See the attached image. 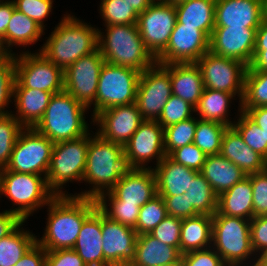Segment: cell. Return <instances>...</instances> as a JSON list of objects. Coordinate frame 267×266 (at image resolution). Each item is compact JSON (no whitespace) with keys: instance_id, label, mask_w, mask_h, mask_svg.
<instances>
[{"instance_id":"obj_3","label":"cell","mask_w":267,"mask_h":266,"mask_svg":"<svg viewBox=\"0 0 267 266\" xmlns=\"http://www.w3.org/2000/svg\"><path fill=\"white\" fill-rule=\"evenodd\" d=\"M127 170L123 145L105 140L98 133L91 135L83 181L93 188L74 195L97 199L110 191Z\"/></svg>"},{"instance_id":"obj_45","label":"cell","mask_w":267,"mask_h":266,"mask_svg":"<svg viewBox=\"0 0 267 266\" xmlns=\"http://www.w3.org/2000/svg\"><path fill=\"white\" fill-rule=\"evenodd\" d=\"M15 81L14 54L2 53L0 55V115L10 114L8 107L13 98V84Z\"/></svg>"},{"instance_id":"obj_49","label":"cell","mask_w":267,"mask_h":266,"mask_svg":"<svg viewBox=\"0 0 267 266\" xmlns=\"http://www.w3.org/2000/svg\"><path fill=\"white\" fill-rule=\"evenodd\" d=\"M168 156L175 162L198 172L201 171L207 157L194 143L179 147Z\"/></svg>"},{"instance_id":"obj_48","label":"cell","mask_w":267,"mask_h":266,"mask_svg":"<svg viewBox=\"0 0 267 266\" xmlns=\"http://www.w3.org/2000/svg\"><path fill=\"white\" fill-rule=\"evenodd\" d=\"M15 9L24 13L34 20L40 27L45 29L44 19L52 11L53 0H12Z\"/></svg>"},{"instance_id":"obj_22","label":"cell","mask_w":267,"mask_h":266,"mask_svg":"<svg viewBox=\"0 0 267 266\" xmlns=\"http://www.w3.org/2000/svg\"><path fill=\"white\" fill-rule=\"evenodd\" d=\"M110 192L124 203L142 207L157 195L156 177L153 168L128 169Z\"/></svg>"},{"instance_id":"obj_33","label":"cell","mask_w":267,"mask_h":266,"mask_svg":"<svg viewBox=\"0 0 267 266\" xmlns=\"http://www.w3.org/2000/svg\"><path fill=\"white\" fill-rule=\"evenodd\" d=\"M44 29L40 27L34 20L26 16L24 13L13 10L12 17L6 28L5 34V53H12V46L19 45L26 47L39 41L43 35Z\"/></svg>"},{"instance_id":"obj_27","label":"cell","mask_w":267,"mask_h":266,"mask_svg":"<svg viewBox=\"0 0 267 266\" xmlns=\"http://www.w3.org/2000/svg\"><path fill=\"white\" fill-rule=\"evenodd\" d=\"M172 94L191 104L194 108L204 90L201 71L196 63L170 64Z\"/></svg>"},{"instance_id":"obj_36","label":"cell","mask_w":267,"mask_h":266,"mask_svg":"<svg viewBox=\"0 0 267 266\" xmlns=\"http://www.w3.org/2000/svg\"><path fill=\"white\" fill-rule=\"evenodd\" d=\"M96 202L98 209L109 219L131 228L136 227L140 209L138 204L124 203V201L118 200L110 191L101 194L96 199ZM107 202L109 205H107ZM108 206L110 207L108 208Z\"/></svg>"},{"instance_id":"obj_39","label":"cell","mask_w":267,"mask_h":266,"mask_svg":"<svg viewBox=\"0 0 267 266\" xmlns=\"http://www.w3.org/2000/svg\"><path fill=\"white\" fill-rule=\"evenodd\" d=\"M267 107V72L247 70L240 108Z\"/></svg>"},{"instance_id":"obj_35","label":"cell","mask_w":267,"mask_h":266,"mask_svg":"<svg viewBox=\"0 0 267 266\" xmlns=\"http://www.w3.org/2000/svg\"><path fill=\"white\" fill-rule=\"evenodd\" d=\"M23 223L25 221L8 236L0 239V266H14L36 243L37 236L22 229Z\"/></svg>"},{"instance_id":"obj_14","label":"cell","mask_w":267,"mask_h":266,"mask_svg":"<svg viewBox=\"0 0 267 266\" xmlns=\"http://www.w3.org/2000/svg\"><path fill=\"white\" fill-rule=\"evenodd\" d=\"M176 21L175 5L164 0H155L139 14V33L155 59L166 49Z\"/></svg>"},{"instance_id":"obj_25","label":"cell","mask_w":267,"mask_h":266,"mask_svg":"<svg viewBox=\"0 0 267 266\" xmlns=\"http://www.w3.org/2000/svg\"><path fill=\"white\" fill-rule=\"evenodd\" d=\"M154 168L157 194L160 196L185 194L193 178L199 173L175 162L168 155Z\"/></svg>"},{"instance_id":"obj_1","label":"cell","mask_w":267,"mask_h":266,"mask_svg":"<svg viewBox=\"0 0 267 266\" xmlns=\"http://www.w3.org/2000/svg\"><path fill=\"white\" fill-rule=\"evenodd\" d=\"M47 206L45 232L36 239L45 250L72 249L83 222L98 208L96 199L75 195H56Z\"/></svg>"},{"instance_id":"obj_64","label":"cell","mask_w":267,"mask_h":266,"mask_svg":"<svg viewBox=\"0 0 267 266\" xmlns=\"http://www.w3.org/2000/svg\"><path fill=\"white\" fill-rule=\"evenodd\" d=\"M164 1H167V2H169V3H171V4H177V3H179V2H182V1H184V0H164Z\"/></svg>"},{"instance_id":"obj_56","label":"cell","mask_w":267,"mask_h":266,"mask_svg":"<svg viewBox=\"0 0 267 266\" xmlns=\"http://www.w3.org/2000/svg\"><path fill=\"white\" fill-rule=\"evenodd\" d=\"M15 5L13 1H0V48L5 53V34L6 28L12 17Z\"/></svg>"},{"instance_id":"obj_58","label":"cell","mask_w":267,"mask_h":266,"mask_svg":"<svg viewBox=\"0 0 267 266\" xmlns=\"http://www.w3.org/2000/svg\"><path fill=\"white\" fill-rule=\"evenodd\" d=\"M247 70L267 72V45H255L253 60Z\"/></svg>"},{"instance_id":"obj_34","label":"cell","mask_w":267,"mask_h":266,"mask_svg":"<svg viewBox=\"0 0 267 266\" xmlns=\"http://www.w3.org/2000/svg\"><path fill=\"white\" fill-rule=\"evenodd\" d=\"M234 97V98H233ZM234 94L225 91L212 90L204 88L201 98L195 107V112L199 113V119L216 121L228 127L233 126L229 120V105Z\"/></svg>"},{"instance_id":"obj_30","label":"cell","mask_w":267,"mask_h":266,"mask_svg":"<svg viewBox=\"0 0 267 266\" xmlns=\"http://www.w3.org/2000/svg\"><path fill=\"white\" fill-rule=\"evenodd\" d=\"M200 173L218 196L246 177L236 164L221 154L207 156Z\"/></svg>"},{"instance_id":"obj_52","label":"cell","mask_w":267,"mask_h":266,"mask_svg":"<svg viewBox=\"0 0 267 266\" xmlns=\"http://www.w3.org/2000/svg\"><path fill=\"white\" fill-rule=\"evenodd\" d=\"M250 235L253 251L259 257L267 250V215L253 217L250 220Z\"/></svg>"},{"instance_id":"obj_61","label":"cell","mask_w":267,"mask_h":266,"mask_svg":"<svg viewBox=\"0 0 267 266\" xmlns=\"http://www.w3.org/2000/svg\"><path fill=\"white\" fill-rule=\"evenodd\" d=\"M135 11L140 14L145 11L155 0H126Z\"/></svg>"},{"instance_id":"obj_53","label":"cell","mask_w":267,"mask_h":266,"mask_svg":"<svg viewBox=\"0 0 267 266\" xmlns=\"http://www.w3.org/2000/svg\"><path fill=\"white\" fill-rule=\"evenodd\" d=\"M164 199L168 216L185 219L199 215L192 205H189V200L185 194L177 196H161Z\"/></svg>"},{"instance_id":"obj_60","label":"cell","mask_w":267,"mask_h":266,"mask_svg":"<svg viewBox=\"0 0 267 266\" xmlns=\"http://www.w3.org/2000/svg\"><path fill=\"white\" fill-rule=\"evenodd\" d=\"M255 45H267V19H263L256 31Z\"/></svg>"},{"instance_id":"obj_38","label":"cell","mask_w":267,"mask_h":266,"mask_svg":"<svg viewBox=\"0 0 267 266\" xmlns=\"http://www.w3.org/2000/svg\"><path fill=\"white\" fill-rule=\"evenodd\" d=\"M227 127L216 121L197 119L193 143L207 156L220 154L222 137Z\"/></svg>"},{"instance_id":"obj_63","label":"cell","mask_w":267,"mask_h":266,"mask_svg":"<svg viewBox=\"0 0 267 266\" xmlns=\"http://www.w3.org/2000/svg\"><path fill=\"white\" fill-rule=\"evenodd\" d=\"M264 19H267V0H263Z\"/></svg>"},{"instance_id":"obj_31","label":"cell","mask_w":267,"mask_h":266,"mask_svg":"<svg viewBox=\"0 0 267 266\" xmlns=\"http://www.w3.org/2000/svg\"><path fill=\"white\" fill-rule=\"evenodd\" d=\"M216 0H184L175 4L177 22L195 27L209 38L215 27Z\"/></svg>"},{"instance_id":"obj_13","label":"cell","mask_w":267,"mask_h":266,"mask_svg":"<svg viewBox=\"0 0 267 266\" xmlns=\"http://www.w3.org/2000/svg\"><path fill=\"white\" fill-rule=\"evenodd\" d=\"M172 95L170 64L155 63L140 74L136 105L144 120H158Z\"/></svg>"},{"instance_id":"obj_65","label":"cell","mask_w":267,"mask_h":266,"mask_svg":"<svg viewBox=\"0 0 267 266\" xmlns=\"http://www.w3.org/2000/svg\"><path fill=\"white\" fill-rule=\"evenodd\" d=\"M166 266H182L181 261L178 264H171V265H166Z\"/></svg>"},{"instance_id":"obj_28","label":"cell","mask_w":267,"mask_h":266,"mask_svg":"<svg viewBox=\"0 0 267 266\" xmlns=\"http://www.w3.org/2000/svg\"><path fill=\"white\" fill-rule=\"evenodd\" d=\"M53 94L32 88H13L17 113L11 114L24 128H34L42 119Z\"/></svg>"},{"instance_id":"obj_54","label":"cell","mask_w":267,"mask_h":266,"mask_svg":"<svg viewBox=\"0 0 267 266\" xmlns=\"http://www.w3.org/2000/svg\"><path fill=\"white\" fill-rule=\"evenodd\" d=\"M46 266H87L73 249L46 250Z\"/></svg>"},{"instance_id":"obj_32","label":"cell","mask_w":267,"mask_h":266,"mask_svg":"<svg viewBox=\"0 0 267 266\" xmlns=\"http://www.w3.org/2000/svg\"><path fill=\"white\" fill-rule=\"evenodd\" d=\"M212 221L209 215H197L182 219L180 246L181 254L212 247Z\"/></svg>"},{"instance_id":"obj_9","label":"cell","mask_w":267,"mask_h":266,"mask_svg":"<svg viewBox=\"0 0 267 266\" xmlns=\"http://www.w3.org/2000/svg\"><path fill=\"white\" fill-rule=\"evenodd\" d=\"M140 74L133 68L104 62L91 117L108 108L135 103Z\"/></svg>"},{"instance_id":"obj_57","label":"cell","mask_w":267,"mask_h":266,"mask_svg":"<svg viewBox=\"0 0 267 266\" xmlns=\"http://www.w3.org/2000/svg\"><path fill=\"white\" fill-rule=\"evenodd\" d=\"M22 222L23 220L16 213L9 210L0 212V239L8 236Z\"/></svg>"},{"instance_id":"obj_6","label":"cell","mask_w":267,"mask_h":266,"mask_svg":"<svg viewBox=\"0 0 267 266\" xmlns=\"http://www.w3.org/2000/svg\"><path fill=\"white\" fill-rule=\"evenodd\" d=\"M7 196L13 206L9 211L23 221L42 206H47L56 196L48 187L46 176L0 170V195ZM1 197V196H0Z\"/></svg>"},{"instance_id":"obj_17","label":"cell","mask_w":267,"mask_h":266,"mask_svg":"<svg viewBox=\"0 0 267 266\" xmlns=\"http://www.w3.org/2000/svg\"><path fill=\"white\" fill-rule=\"evenodd\" d=\"M209 49L210 38L203 31L176 21L167 47L156 58V63H196Z\"/></svg>"},{"instance_id":"obj_47","label":"cell","mask_w":267,"mask_h":266,"mask_svg":"<svg viewBox=\"0 0 267 266\" xmlns=\"http://www.w3.org/2000/svg\"><path fill=\"white\" fill-rule=\"evenodd\" d=\"M182 219L166 216L150 234L166 245L176 247L179 250Z\"/></svg>"},{"instance_id":"obj_43","label":"cell","mask_w":267,"mask_h":266,"mask_svg":"<svg viewBox=\"0 0 267 266\" xmlns=\"http://www.w3.org/2000/svg\"><path fill=\"white\" fill-rule=\"evenodd\" d=\"M167 216L164 199L154 196L139 209V217L134 228L138 235L150 233Z\"/></svg>"},{"instance_id":"obj_4","label":"cell","mask_w":267,"mask_h":266,"mask_svg":"<svg viewBox=\"0 0 267 266\" xmlns=\"http://www.w3.org/2000/svg\"><path fill=\"white\" fill-rule=\"evenodd\" d=\"M106 34L98 30V49L105 62L143 72L156 59L146 49L137 24L107 25Z\"/></svg>"},{"instance_id":"obj_23","label":"cell","mask_w":267,"mask_h":266,"mask_svg":"<svg viewBox=\"0 0 267 266\" xmlns=\"http://www.w3.org/2000/svg\"><path fill=\"white\" fill-rule=\"evenodd\" d=\"M87 266H110L102 250V212L97 208L84 222L72 248Z\"/></svg>"},{"instance_id":"obj_50","label":"cell","mask_w":267,"mask_h":266,"mask_svg":"<svg viewBox=\"0 0 267 266\" xmlns=\"http://www.w3.org/2000/svg\"><path fill=\"white\" fill-rule=\"evenodd\" d=\"M248 176L252 184L254 217L267 215V168Z\"/></svg>"},{"instance_id":"obj_40","label":"cell","mask_w":267,"mask_h":266,"mask_svg":"<svg viewBox=\"0 0 267 266\" xmlns=\"http://www.w3.org/2000/svg\"><path fill=\"white\" fill-rule=\"evenodd\" d=\"M238 121H234L233 127L243 138V141L252 150L260 154L267 161V143L263 130L254 122V120L243 110L239 109Z\"/></svg>"},{"instance_id":"obj_20","label":"cell","mask_w":267,"mask_h":266,"mask_svg":"<svg viewBox=\"0 0 267 266\" xmlns=\"http://www.w3.org/2000/svg\"><path fill=\"white\" fill-rule=\"evenodd\" d=\"M137 237L134 228L113 221L102 213V250L110 266H129Z\"/></svg>"},{"instance_id":"obj_41","label":"cell","mask_w":267,"mask_h":266,"mask_svg":"<svg viewBox=\"0 0 267 266\" xmlns=\"http://www.w3.org/2000/svg\"><path fill=\"white\" fill-rule=\"evenodd\" d=\"M100 14L104 26L137 24L139 16L126 0H101Z\"/></svg>"},{"instance_id":"obj_12","label":"cell","mask_w":267,"mask_h":266,"mask_svg":"<svg viewBox=\"0 0 267 266\" xmlns=\"http://www.w3.org/2000/svg\"><path fill=\"white\" fill-rule=\"evenodd\" d=\"M204 88L238 94L239 106L244 94L245 75L248 66L239 60L218 56L211 51L197 62Z\"/></svg>"},{"instance_id":"obj_55","label":"cell","mask_w":267,"mask_h":266,"mask_svg":"<svg viewBox=\"0 0 267 266\" xmlns=\"http://www.w3.org/2000/svg\"><path fill=\"white\" fill-rule=\"evenodd\" d=\"M14 266H46V250L36 242Z\"/></svg>"},{"instance_id":"obj_21","label":"cell","mask_w":267,"mask_h":266,"mask_svg":"<svg viewBox=\"0 0 267 266\" xmlns=\"http://www.w3.org/2000/svg\"><path fill=\"white\" fill-rule=\"evenodd\" d=\"M263 0H216L215 27L259 28Z\"/></svg>"},{"instance_id":"obj_5","label":"cell","mask_w":267,"mask_h":266,"mask_svg":"<svg viewBox=\"0 0 267 266\" xmlns=\"http://www.w3.org/2000/svg\"><path fill=\"white\" fill-rule=\"evenodd\" d=\"M88 109L66 91L53 94L34 128L53 143L81 138L89 133L85 120Z\"/></svg>"},{"instance_id":"obj_11","label":"cell","mask_w":267,"mask_h":266,"mask_svg":"<svg viewBox=\"0 0 267 266\" xmlns=\"http://www.w3.org/2000/svg\"><path fill=\"white\" fill-rule=\"evenodd\" d=\"M54 143L35 128H23L5 169L46 176Z\"/></svg>"},{"instance_id":"obj_7","label":"cell","mask_w":267,"mask_h":266,"mask_svg":"<svg viewBox=\"0 0 267 266\" xmlns=\"http://www.w3.org/2000/svg\"><path fill=\"white\" fill-rule=\"evenodd\" d=\"M212 221V248L227 266H241L253 251L250 220L215 212Z\"/></svg>"},{"instance_id":"obj_19","label":"cell","mask_w":267,"mask_h":266,"mask_svg":"<svg viewBox=\"0 0 267 266\" xmlns=\"http://www.w3.org/2000/svg\"><path fill=\"white\" fill-rule=\"evenodd\" d=\"M257 29L214 27L209 51L218 56L239 60L249 67L253 60Z\"/></svg>"},{"instance_id":"obj_46","label":"cell","mask_w":267,"mask_h":266,"mask_svg":"<svg viewBox=\"0 0 267 266\" xmlns=\"http://www.w3.org/2000/svg\"><path fill=\"white\" fill-rule=\"evenodd\" d=\"M194 112L195 108L191 104L172 94L164 105L163 111L157 122L163 128H166L191 118Z\"/></svg>"},{"instance_id":"obj_15","label":"cell","mask_w":267,"mask_h":266,"mask_svg":"<svg viewBox=\"0 0 267 266\" xmlns=\"http://www.w3.org/2000/svg\"><path fill=\"white\" fill-rule=\"evenodd\" d=\"M124 154L128 169H147L154 158L158 165L166 156L164 128L156 120H144L125 144Z\"/></svg>"},{"instance_id":"obj_29","label":"cell","mask_w":267,"mask_h":266,"mask_svg":"<svg viewBox=\"0 0 267 266\" xmlns=\"http://www.w3.org/2000/svg\"><path fill=\"white\" fill-rule=\"evenodd\" d=\"M253 191L249 176L218 196L217 213L251 220L254 217Z\"/></svg>"},{"instance_id":"obj_59","label":"cell","mask_w":267,"mask_h":266,"mask_svg":"<svg viewBox=\"0 0 267 266\" xmlns=\"http://www.w3.org/2000/svg\"><path fill=\"white\" fill-rule=\"evenodd\" d=\"M245 111L254 122L263 130L267 143V107L240 108Z\"/></svg>"},{"instance_id":"obj_51","label":"cell","mask_w":267,"mask_h":266,"mask_svg":"<svg viewBox=\"0 0 267 266\" xmlns=\"http://www.w3.org/2000/svg\"><path fill=\"white\" fill-rule=\"evenodd\" d=\"M182 266H227L212 247L181 254Z\"/></svg>"},{"instance_id":"obj_26","label":"cell","mask_w":267,"mask_h":266,"mask_svg":"<svg viewBox=\"0 0 267 266\" xmlns=\"http://www.w3.org/2000/svg\"><path fill=\"white\" fill-rule=\"evenodd\" d=\"M181 261L180 251L166 245L150 233L138 235L135 252L129 266H166Z\"/></svg>"},{"instance_id":"obj_2","label":"cell","mask_w":267,"mask_h":266,"mask_svg":"<svg viewBox=\"0 0 267 266\" xmlns=\"http://www.w3.org/2000/svg\"><path fill=\"white\" fill-rule=\"evenodd\" d=\"M98 30L71 14L65 15L39 52L65 71L80 57L98 49Z\"/></svg>"},{"instance_id":"obj_10","label":"cell","mask_w":267,"mask_h":266,"mask_svg":"<svg viewBox=\"0 0 267 266\" xmlns=\"http://www.w3.org/2000/svg\"><path fill=\"white\" fill-rule=\"evenodd\" d=\"M15 58L13 88H32L57 94L64 91V71L41 52L25 51Z\"/></svg>"},{"instance_id":"obj_8","label":"cell","mask_w":267,"mask_h":266,"mask_svg":"<svg viewBox=\"0 0 267 266\" xmlns=\"http://www.w3.org/2000/svg\"><path fill=\"white\" fill-rule=\"evenodd\" d=\"M90 135L54 143L46 180L55 195H71L61 190L63 185L69 180L83 181Z\"/></svg>"},{"instance_id":"obj_24","label":"cell","mask_w":267,"mask_h":266,"mask_svg":"<svg viewBox=\"0 0 267 266\" xmlns=\"http://www.w3.org/2000/svg\"><path fill=\"white\" fill-rule=\"evenodd\" d=\"M220 154L236 164L246 176L267 168V161L246 145L233 126L227 127L223 134Z\"/></svg>"},{"instance_id":"obj_37","label":"cell","mask_w":267,"mask_h":266,"mask_svg":"<svg viewBox=\"0 0 267 266\" xmlns=\"http://www.w3.org/2000/svg\"><path fill=\"white\" fill-rule=\"evenodd\" d=\"M185 195L189 205H192L199 215L213 216L217 212L218 195L200 172L193 178Z\"/></svg>"},{"instance_id":"obj_18","label":"cell","mask_w":267,"mask_h":266,"mask_svg":"<svg viewBox=\"0 0 267 266\" xmlns=\"http://www.w3.org/2000/svg\"><path fill=\"white\" fill-rule=\"evenodd\" d=\"M143 121L136 103L105 109L92 118L93 125H99L95 133L105 140L123 146Z\"/></svg>"},{"instance_id":"obj_44","label":"cell","mask_w":267,"mask_h":266,"mask_svg":"<svg viewBox=\"0 0 267 266\" xmlns=\"http://www.w3.org/2000/svg\"><path fill=\"white\" fill-rule=\"evenodd\" d=\"M23 128L11 112L0 115V170L8 164L15 142Z\"/></svg>"},{"instance_id":"obj_62","label":"cell","mask_w":267,"mask_h":266,"mask_svg":"<svg viewBox=\"0 0 267 266\" xmlns=\"http://www.w3.org/2000/svg\"><path fill=\"white\" fill-rule=\"evenodd\" d=\"M254 262L252 266H267V250L264 251L259 258L256 260L254 259Z\"/></svg>"},{"instance_id":"obj_42","label":"cell","mask_w":267,"mask_h":266,"mask_svg":"<svg viewBox=\"0 0 267 266\" xmlns=\"http://www.w3.org/2000/svg\"><path fill=\"white\" fill-rule=\"evenodd\" d=\"M197 117L164 128V150L169 155L173 150L191 144L194 140Z\"/></svg>"},{"instance_id":"obj_16","label":"cell","mask_w":267,"mask_h":266,"mask_svg":"<svg viewBox=\"0 0 267 266\" xmlns=\"http://www.w3.org/2000/svg\"><path fill=\"white\" fill-rule=\"evenodd\" d=\"M105 60L99 49L80 57L64 71V91L86 107L95 103L100 70Z\"/></svg>"}]
</instances>
